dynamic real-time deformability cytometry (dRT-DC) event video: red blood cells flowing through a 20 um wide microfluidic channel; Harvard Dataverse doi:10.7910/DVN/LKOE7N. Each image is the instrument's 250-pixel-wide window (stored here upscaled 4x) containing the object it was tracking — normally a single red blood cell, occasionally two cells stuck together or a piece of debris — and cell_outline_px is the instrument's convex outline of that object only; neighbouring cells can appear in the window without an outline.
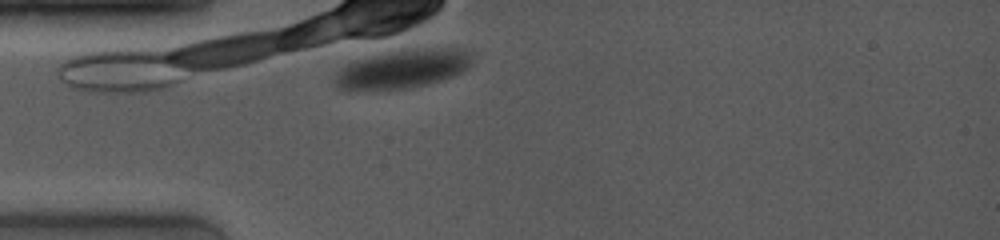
{"species": "common noctule bat (a hibernating species)", "species_latin": "Nyctalus noctula", "temperature_condition": "room temperature", "stored_images_in_passage": 2, "camera_frame_rate_fps": 4000, "um_per_image_px": 0.085, "animal": {"sex": "female", "body_mass_g": 19.0, "forearm_length_mm": 53.3}, "frame": {"image": 1, "passage_image": 2, "time_ms": 1.0, "image_size_px": [1000, 240], "cell_outline_px": [[472, 64], [468, 68], [452, 76], [440, 80], [424, 84], [404, 88], [356, 92], [344, 92], [332, 84], [336, 76], [348, 64], [360, 60], [400, 52], [440, 48], [464, 48]], "centroid_in_image_um": [34.18, 5.94], "position_along_channel_um": 50.8, "area_um2": 29.77}}